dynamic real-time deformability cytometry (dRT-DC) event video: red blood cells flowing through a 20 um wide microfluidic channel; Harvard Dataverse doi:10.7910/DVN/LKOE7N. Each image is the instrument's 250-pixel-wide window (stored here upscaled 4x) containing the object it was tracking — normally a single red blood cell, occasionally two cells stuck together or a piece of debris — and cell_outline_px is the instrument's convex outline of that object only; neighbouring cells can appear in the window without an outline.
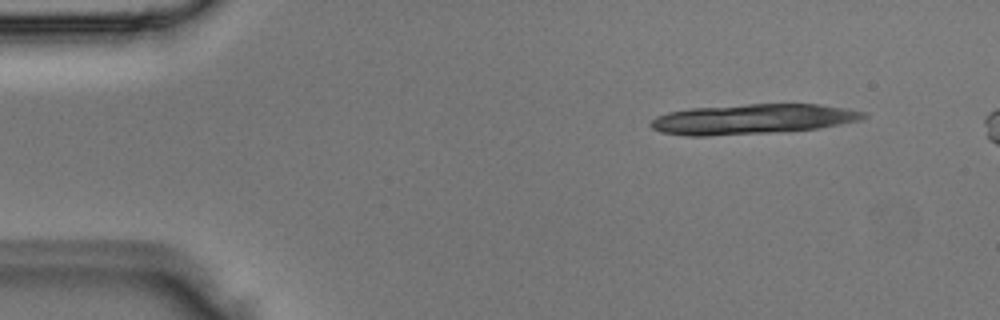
{"species": "Egyptian fruit bat (a non-hibernating species)", "species_latin": "Rousettus aegyptiacus", "temperature_condition": "room temperature", "stored_images_in_passage": 3, "camera_frame_rate_fps": 3000, "um_per_image_px": 0.085, "animal": {"sex": "male"}, "frame": {"image": 1, "passage_image": 1, "time_ms": 0.0, "image_size_px": [1000, 320], "cell_outline_px": [[868, 116], [860, 120], [820, 128], [768, 132], [708, 136], [684, 136], [660, 132], [652, 128], [648, 124], [656, 116], [668, 112], [688, 108], [748, 104], [820, 104], [848, 108], [868, 112]], "centroid_in_image_um": [63.96, 10.11], "position_along_channel_um": 21.0, "area_um2": 37.45}}